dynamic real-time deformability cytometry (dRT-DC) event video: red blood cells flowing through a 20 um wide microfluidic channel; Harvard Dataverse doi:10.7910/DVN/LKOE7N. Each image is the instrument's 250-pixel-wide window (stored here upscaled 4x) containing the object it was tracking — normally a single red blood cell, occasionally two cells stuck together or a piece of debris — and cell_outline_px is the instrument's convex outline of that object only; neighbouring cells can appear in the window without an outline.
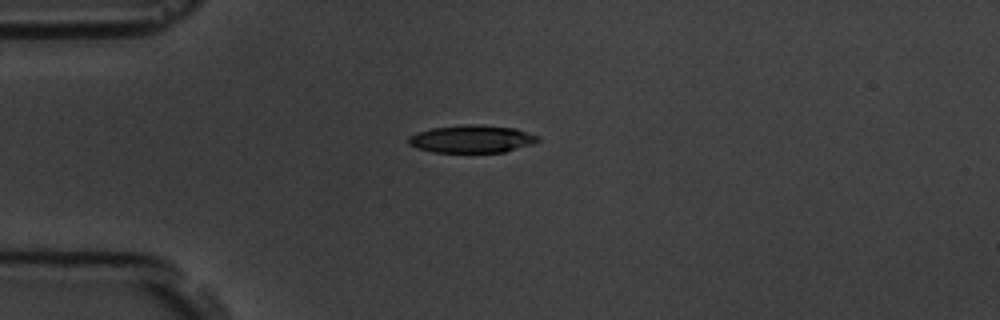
{"species": "common noctule bat (a hibernating species)", "species_latin": "Nyctalus noctula", "temperature_condition": "room temperature", "stored_images_in_passage": 3, "camera_frame_rate_fps": 3000, "um_per_image_px": 0.085, "animal": {"sex": "male", "body_mass_g": 19.5, "forearm_length_mm": 54.6}, "frame": {"image": 1, "passage_image": 1, "time_ms": 0.0, "image_size_px": [1000, 320], "cell_outline_px": [[540, 140], [532, 144], [504, 152], [432, 152], [416, 148], [408, 144], [408, 136], [416, 132], [432, 128], [464, 124], [476, 124], [516, 128], [540, 136]], "centroid_in_image_um": [40.09, 11.8], "position_along_channel_um": 44.9, "area_um2": 21.04}}
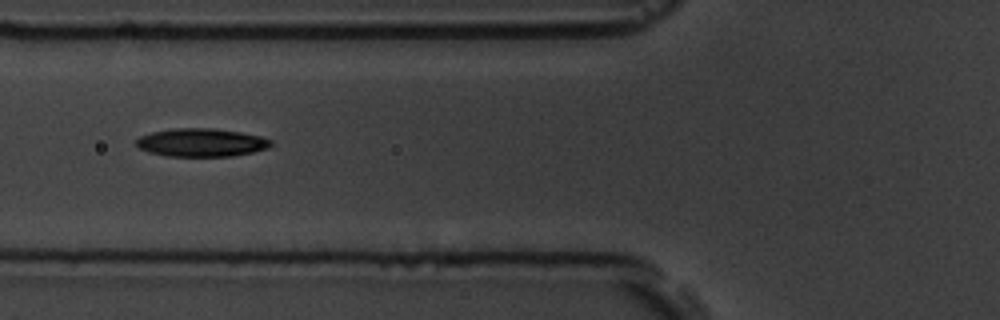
{"frame": {"image": 2, "passage_image": 3, "time_ms": 2.333, "image_size_px": [1000, 320], "cell_outline_px": [[272, 144], [268, 148], [252, 152], [232, 156], [168, 156], [148, 152], [140, 148], [136, 144], [136, 140], [140, 136], [152, 132], [172, 128], [216, 128], [240, 132], [260, 136], [272, 140]], "centroid_in_image_um": [17.12, 12.11], "position_along_channel_um": 108.7, "area_um2": 22.14}}